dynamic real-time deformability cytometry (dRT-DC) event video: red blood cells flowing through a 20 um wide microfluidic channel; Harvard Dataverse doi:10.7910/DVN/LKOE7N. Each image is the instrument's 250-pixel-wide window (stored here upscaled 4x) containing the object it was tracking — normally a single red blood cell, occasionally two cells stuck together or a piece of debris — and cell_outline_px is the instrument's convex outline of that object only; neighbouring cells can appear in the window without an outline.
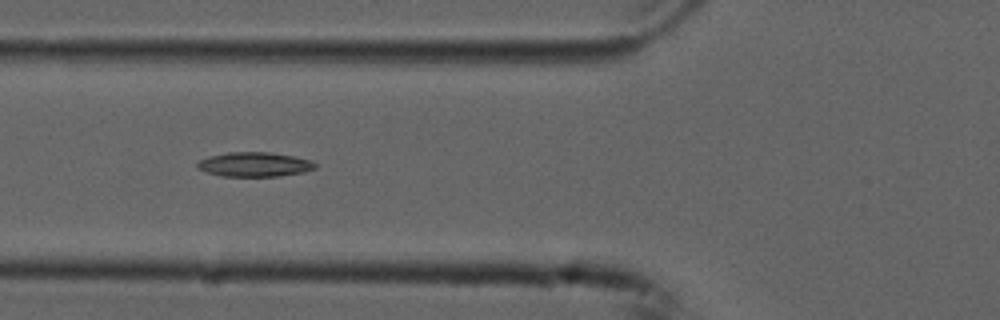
{"species": "common noctule bat (a hibernating species)", "species_latin": "Nyctalus noctula", "temperature_condition": "cold", "stored_images_in_passage": 9, "camera_frame_rate_fps": 3000, "um_per_image_px": 0.085, "animal": {"sex": "male", "forearm_length_mm": 52.5}, "frame": {"image": 1, "passage_image": 6, "time_ms": 1.667, "image_size_px": [1000, 320], "cell_outline_px": [[316, 168], [304, 172], [280, 176], [220, 176], [204, 172], [196, 168], [196, 164], [200, 160], [208, 156], [228, 152], [268, 152], [292, 156], [312, 160], [316, 164]], "centroid_in_image_um": [21.6, 13.98], "position_along_channel_um": 104.2, "area_um2": 16.94}}
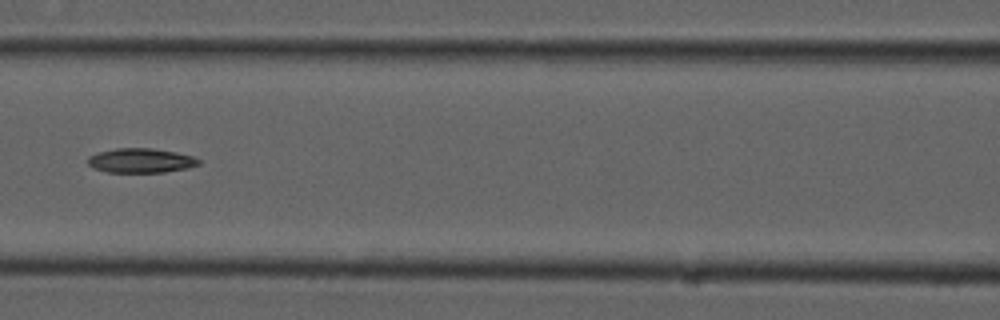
{"frame": {"image": 2, "passage_image": 7, "time_ms": 2.0, "image_size_px": [1000, 320], "cell_outline_px": [[200, 164], [188, 168], [164, 172], [108, 172], [96, 168], [88, 164], [88, 156], [96, 152], [116, 148], [152, 148], [176, 152], [192, 156], [200, 160]], "centroid_in_image_um": [11.97, 13.64], "position_along_channel_um": 154.6, "area_um2": 15.78}}
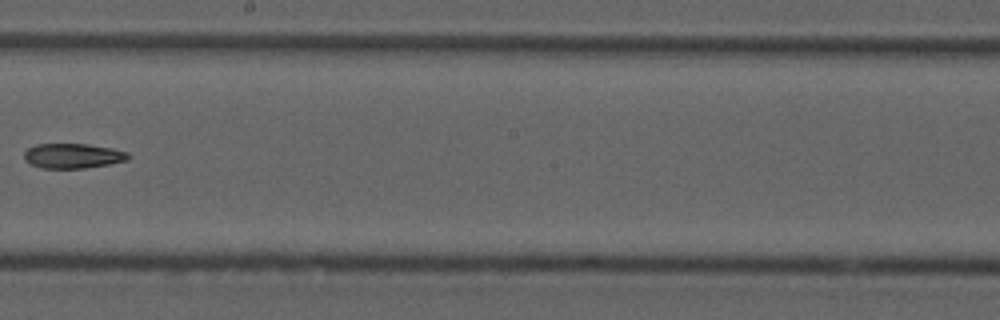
{"frame": {"image": 3, "passage_image": 9, "time_ms": 2.667, "image_size_px": [1000, 320], "cell_outline_px": [[132, 156], [128, 160], [108, 164], [84, 168], [40, 168], [24, 160], [24, 152], [28, 148], [36, 144], [88, 144], [112, 148], [128, 152]], "centroid_in_image_um": [6.21, 13.24], "position_along_channel_um": 242.0, "area_um2": 15.14}}